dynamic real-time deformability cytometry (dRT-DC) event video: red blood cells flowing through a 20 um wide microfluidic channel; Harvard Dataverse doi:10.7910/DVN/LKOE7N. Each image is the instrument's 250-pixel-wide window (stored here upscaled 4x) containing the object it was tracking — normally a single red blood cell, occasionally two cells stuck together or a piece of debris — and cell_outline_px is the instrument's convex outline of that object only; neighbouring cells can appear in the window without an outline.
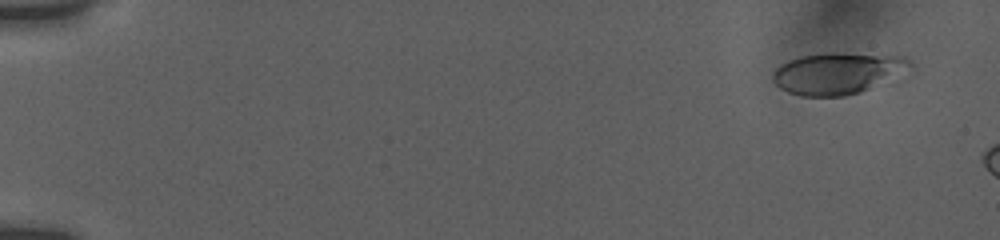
{"species": "human", "species_latin": "Homo sapiens", "temperature_condition": "room temperature", "stored_images_in_passage": 13, "camera_frame_rate_fps": 3000, "um_per_image_px": 0.085, "donor": {"sex": "female"}, "frame": {"image": 1, "passage_image": 4, "time_ms": 1.0, "image_size_px": [1000, 240], "cell_outline_px": [[912, 64], [868, 88], [860, 92], [844, 96], [800, 96], [788, 92], [780, 88], [772, 80], [772, 76], [776, 68], [780, 64], [788, 60], [800, 56], [828, 52], [832, 52], [904, 56]], "centroid_in_image_um": [71.04, 6.21], "position_along_channel_um": 14.0, "area_um2": 32.37}}